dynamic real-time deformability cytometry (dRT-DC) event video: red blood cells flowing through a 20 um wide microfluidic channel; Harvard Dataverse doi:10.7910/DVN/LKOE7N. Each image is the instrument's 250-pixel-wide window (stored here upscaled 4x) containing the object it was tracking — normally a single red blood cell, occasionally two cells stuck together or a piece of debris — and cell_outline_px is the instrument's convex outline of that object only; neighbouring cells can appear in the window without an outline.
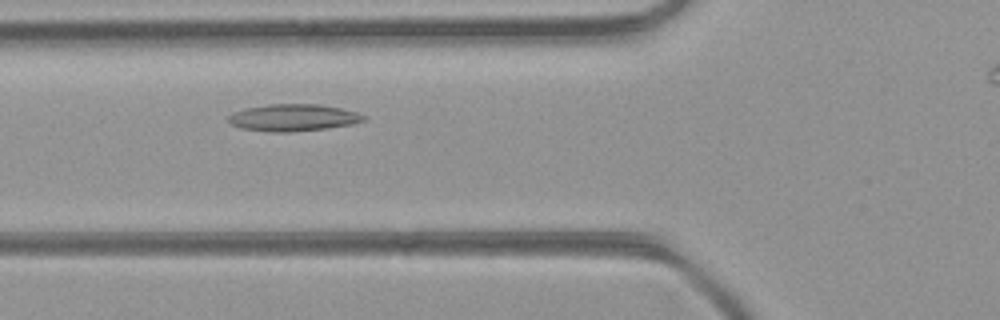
{"species": "common noctule bat (a hibernating species)", "species_latin": "Nyctalus noctula", "temperature_condition": "room temperature", "stored_images_in_passage": 36, "camera_frame_rate_fps": 3000, "um_per_image_px": 0.085, "animal": {"sex": "female", "body_mass_g": 21.9}, "frame": {"image": 1, "passage_image": 11, "time_ms": 3.333, "image_size_px": [1000, 320], "cell_outline_px": [[368, 120], [352, 124], [328, 128], [288, 132], [268, 132], [240, 128], [232, 124], [228, 120], [228, 116], [232, 112], [244, 108], [268, 104], [320, 104], [340, 108], [356, 112], [368, 116]], "centroid_in_image_um": [24.93, 9.99], "position_along_channel_um": 100.9, "area_um2": 21.5}}
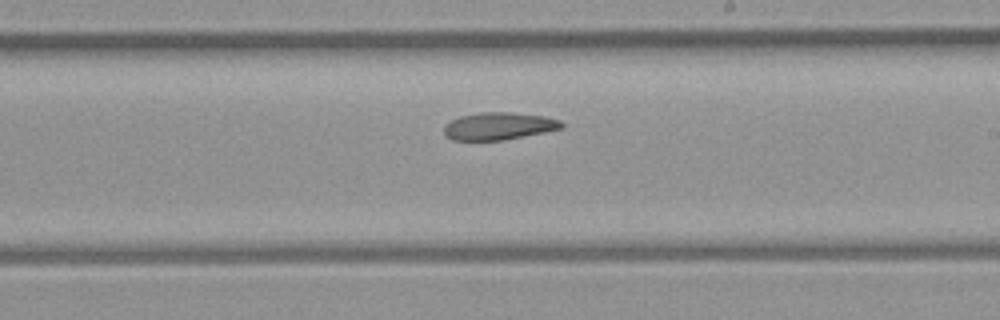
{"frame": {"image": 2, "passage_image": 21, "time_ms": 6.667, "image_size_px": [1000, 320], "cell_outline_px": [[564, 128], [504, 140], [452, 140], [444, 132], [444, 124], [460, 116], [480, 112], [508, 112], [544, 116], [560, 120], [564, 124]], "centroid_in_image_um": [42.4, 10.71], "position_along_channel_um": 246.6, "area_um2": 18.73}}
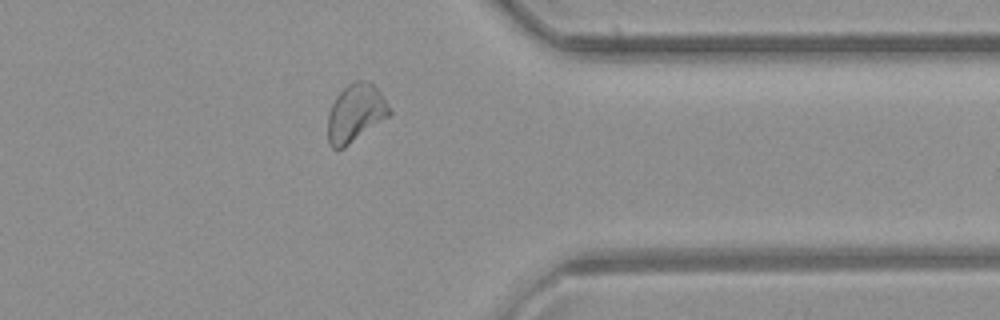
{"frame": {"image": 3, "passage_image": 31, "time_ms": 10.0, "image_size_px": [1000, 320], "cell_outline_px": [[392, 112], [388, 116], [344, 148], [336, 152], [328, 144], [328, 112], [336, 96], [348, 84], [356, 80], [368, 80], [380, 92]], "centroid_in_image_um": [30.18, 9.63], "position_along_channel_um": 381.2, "area_um2": 20.69}, "authors_computed_cell_mechanics": {"area_um2": 20.3745, "velocity_mm_per_s": 4.3606, "shape_relaxation_time_tau1_ms": null, "shape_relaxation_time_tau2_ms": 9.3612, "deformation_change_tau1": null, "deformation_change_tau2": 0.1707}}